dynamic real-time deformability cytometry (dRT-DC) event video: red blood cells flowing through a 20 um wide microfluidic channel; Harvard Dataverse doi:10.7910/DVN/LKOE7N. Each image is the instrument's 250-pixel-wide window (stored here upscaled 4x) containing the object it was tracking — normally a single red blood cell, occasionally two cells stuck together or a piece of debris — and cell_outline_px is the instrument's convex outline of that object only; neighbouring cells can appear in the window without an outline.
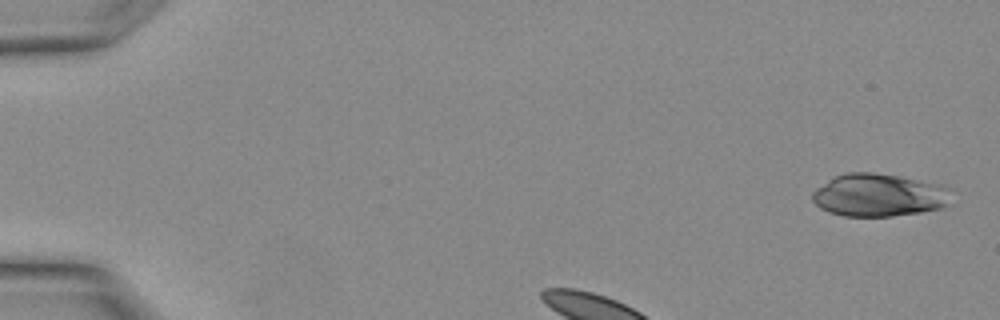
{"species": "Egyptian fruit bat (a non-hibernating species)", "species_latin": "Rousettus aegyptiacus", "temperature_condition": "warm", "stored_images_in_passage": 9, "camera_frame_rate_fps": 3000, "um_per_image_px": 0.085, "animal": {"sex": "female"}, "frame": {"image": 1, "passage_image": 1, "time_ms": 0.0, "image_size_px": [1000, 320], "cell_outline_px": [[944, 204], [940, 208], [920, 212], [892, 216], [844, 216], [828, 212], [820, 208], [812, 200], [812, 192], [816, 188], [832, 176], [848, 172], [872, 172], [900, 176], [940, 184], [944, 188]], "centroid_in_image_um": [74.54, 16.57], "position_along_channel_um": 10.5, "area_um2": 34.1}}
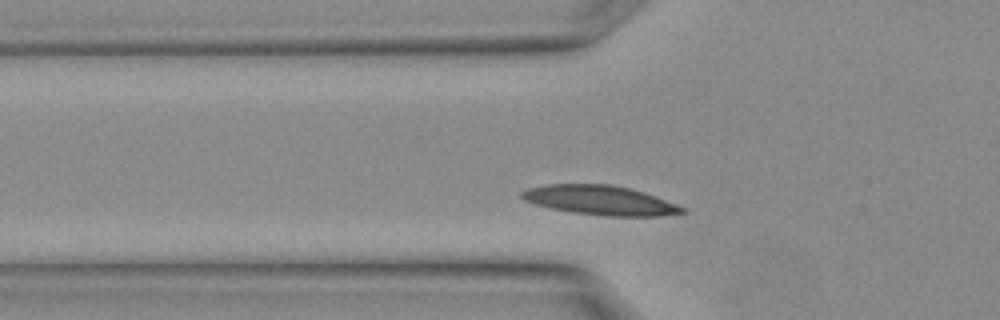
{"frame": {"image": 2, "passage_image": 6, "time_ms": 1.667, "image_size_px": [1000, 320], "cell_outline_px": [[688, 212], [660, 216], [608, 216], [572, 212], [552, 208], [536, 204], [524, 200], [520, 196], [520, 192], [528, 188], [548, 184], [608, 184], [628, 188], [644, 192], [656, 196], [688, 208]], "centroid_in_image_um": [51.06, 17.02], "position_along_channel_um": 74.7, "area_um2": 27.51}}
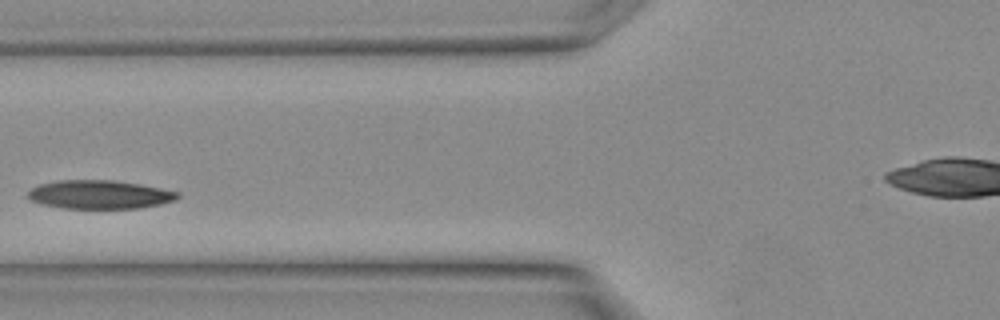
{"frame": {"image": 3, "passage_image": 8, "time_ms": 2.333, "image_size_px": [1000, 320], "cell_outline_px": [[180, 196], [176, 200], [160, 204], [140, 208], [60, 208], [40, 204], [28, 200], [28, 192], [32, 188], [40, 184], [56, 180], [112, 180], [140, 184], [180, 192]], "centroid_in_image_um": [8.44, 16.54], "position_along_channel_um": 117.4, "area_um2": 25.09}}